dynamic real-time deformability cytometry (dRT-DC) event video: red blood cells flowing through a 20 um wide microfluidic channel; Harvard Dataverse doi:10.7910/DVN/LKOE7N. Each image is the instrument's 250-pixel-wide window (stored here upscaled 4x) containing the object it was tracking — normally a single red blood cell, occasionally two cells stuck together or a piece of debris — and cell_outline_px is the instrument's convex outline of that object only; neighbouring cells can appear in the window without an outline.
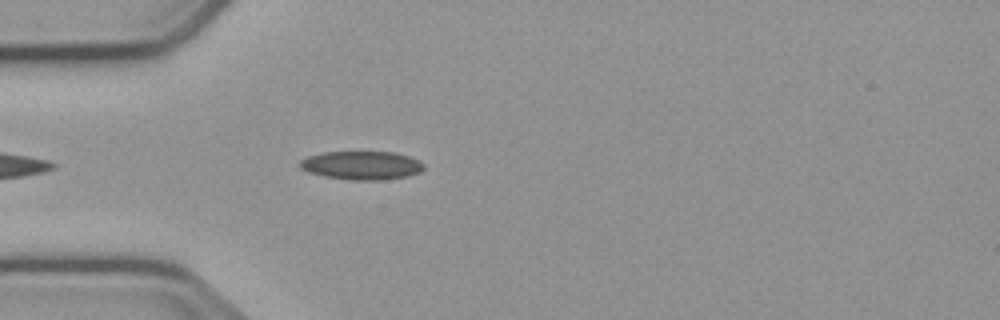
{"species": "common noctule bat (a hibernating species)", "species_latin": "Nyctalus noctula", "temperature_condition": "cold", "stored_images_in_passage": 11, "camera_frame_rate_fps": 3000, "um_per_image_px": 0.085, "animal": {"sex": "male", "body_mass_g": 23.1, "forearm_length_mm": 52.7}, "frame": {"image": 1, "passage_image": 4, "time_ms": 1.0, "image_size_px": [1000, 320], "cell_outline_px": [[424, 168], [420, 172], [404, 176], [380, 180], [352, 180], [324, 176], [308, 172], [300, 168], [300, 160], [308, 156], [324, 152], [396, 152], [420, 160], [424, 164]], "centroid_in_image_um": [30.74, 14.05], "position_along_channel_um": 54.3, "area_um2": 20.52}}
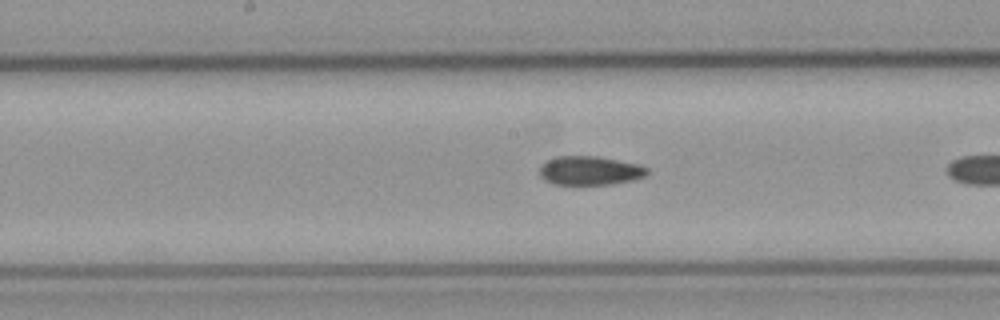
{"frame": {"image": 2, "passage_image": 10, "time_ms": 3.0, "image_size_px": [1000, 320], "cell_outline_px": [[648, 172], [644, 176], [632, 180], [612, 184], [552, 184], [544, 180], [540, 176], [540, 164], [556, 156], [596, 156], [640, 164], [648, 168]], "centroid_in_image_um": [50.12, 14.49], "position_along_channel_um": 198.1, "area_um2": 18.15}}